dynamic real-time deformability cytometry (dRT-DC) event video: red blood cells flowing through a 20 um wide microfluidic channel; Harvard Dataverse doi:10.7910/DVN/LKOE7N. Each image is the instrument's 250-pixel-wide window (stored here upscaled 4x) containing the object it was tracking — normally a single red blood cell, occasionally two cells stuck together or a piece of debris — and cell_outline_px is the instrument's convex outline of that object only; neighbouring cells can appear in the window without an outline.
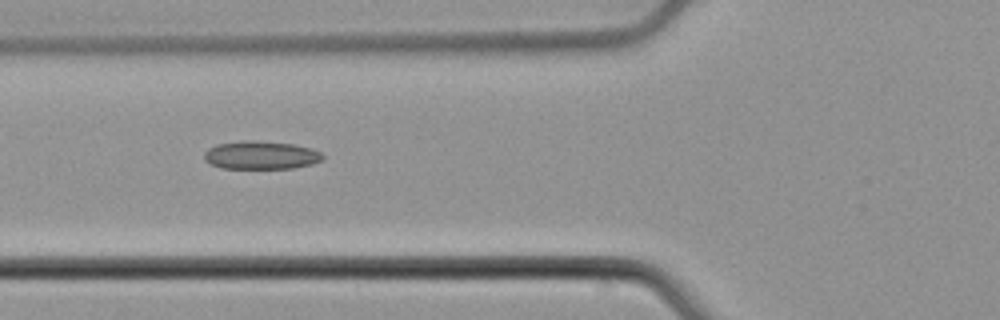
{"species": "common noctule bat (a hibernating species)", "species_latin": "Nyctalus noctula", "temperature_condition": "cold", "stored_images_in_passage": 42, "camera_frame_rate_fps": 3000, "um_per_image_px": 0.085, "animal": {"sex": "male", "body_mass_g": 21.5, "forearm_length_mm": 52.0}, "frame": {"image": 1, "passage_image": 12, "time_ms": 3.667, "image_size_px": [1000, 320], "cell_outline_px": [[324, 156], [320, 160], [312, 164], [292, 168], [220, 168], [208, 164], [204, 160], [204, 152], [208, 148], [216, 144], [244, 140], [256, 140], [292, 144], [312, 148], [320, 152]], "centroid_in_image_um": [22.12, 13.18], "position_along_channel_um": 103.7, "area_um2": 19.59}}
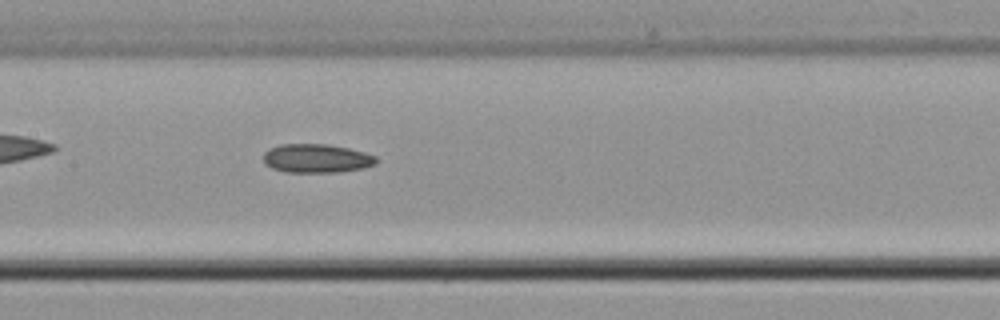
{"frame": {"image": 2, "passage_image": 18, "time_ms": 5.667, "image_size_px": [1000, 320], "cell_outline_px": [[376, 164], [360, 168], [336, 172], [288, 172], [272, 168], [264, 164], [264, 152], [268, 148], [280, 144], [328, 144], [348, 148], [364, 152], [376, 156]], "centroid_in_image_um": [26.86, 13.45], "position_along_channel_um": 180.5, "area_um2": 18.84}}
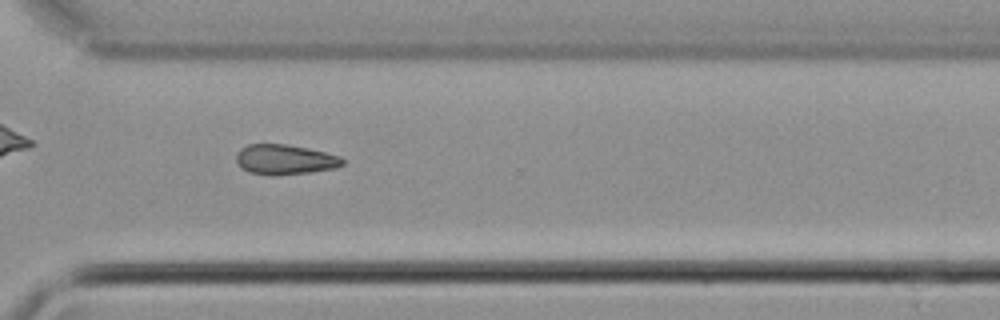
{"frame": {"image": 3, "passage_image": 31, "time_ms": 10.0, "image_size_px": [1000, 320], "cell_outline_px": [[344, 164], [336, 168], [312, 172], [276, 176], [272, 176], [248, 172], [240, 168], [236, 160], [236, 152], [240, 148], [248, 144], [284, 144], [308, 148], [340, 156], [344, 160]], "centroid_in_image_um": [24.19, 13.57], "position_along_channel_um": 346.4, "area_um2": 18.9}}